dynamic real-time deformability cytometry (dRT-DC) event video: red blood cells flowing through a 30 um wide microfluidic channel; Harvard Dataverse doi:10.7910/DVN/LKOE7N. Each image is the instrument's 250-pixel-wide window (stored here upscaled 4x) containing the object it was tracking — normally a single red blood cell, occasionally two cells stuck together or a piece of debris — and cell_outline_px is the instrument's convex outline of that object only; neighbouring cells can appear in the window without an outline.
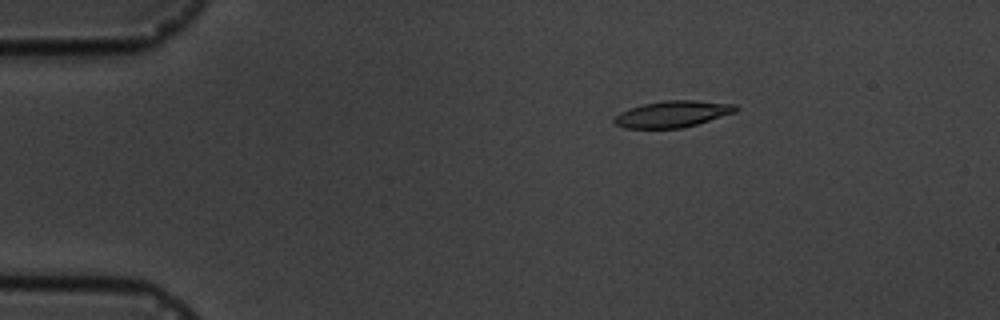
{"species": "common noctule bat (a hibernating species)", "species_latin": "Nyctalus noctula", "temperature_condition": "cold", "stored_images_in_passage": 5, "camera_frame_rate_fps": 3000, "um_per_image_px": 0.085, "animal": {"sex": "male", "body_mass_g": 19.5, "forearm_length_mm": 54.6}, "frame": {"image": 1, "passage_image": 2, "time_ms": 1.0, "image_size_px": [1000, 320], "cell_outline_px": [[740, 108], [736, 112], [696, 124], [680, 128], [624, 128], [616, 124], [612, 120], [620, 112], [628, 108], [644, 104], [664, 100], [696, 100], [736, 104]], "centroid_in_image_um": [57.18, 9.68], "position_along_channel_um": 27.8, "area_um2": 18.73}}